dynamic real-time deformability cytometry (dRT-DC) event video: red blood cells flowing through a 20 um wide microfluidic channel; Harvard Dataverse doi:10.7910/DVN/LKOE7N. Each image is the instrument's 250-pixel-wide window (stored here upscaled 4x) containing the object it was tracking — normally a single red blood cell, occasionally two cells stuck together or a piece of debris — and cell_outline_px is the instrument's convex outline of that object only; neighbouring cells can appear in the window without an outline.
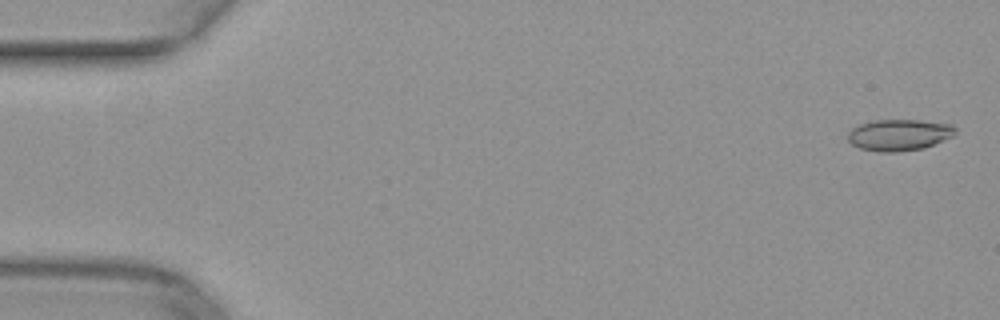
{"species": "common noctule bat (a hibernating species)", "species_latin": "Nyctalus noctula", "temperature_condition": "warm", "stored_images_in_passage": 9, "camera_frame_rate_fps": 3000, "um_per_image_px": 0.085, "animal": {"sex": "female", "body_mass_g": 29.2, "forearm_length_mm": 56.3}, "frame": {"image": 1, "passage_image": 2, "time_ms": 0.333, "image_size_px": [1000, 320], "cell_outline_px": [[956, 132], [952, 136], [924, 148], [896, 152], [876, 152], [860, 148], [852, 144], [848, 140], [848, 132], [852, 128], [860, 124], [876, 120], [920, 120], [952, 124], [956, 128]], "centroid_in_image_um": [76.42, 11.47], "position_along_channel_um": 8.6, "area_um2": 19.65}}